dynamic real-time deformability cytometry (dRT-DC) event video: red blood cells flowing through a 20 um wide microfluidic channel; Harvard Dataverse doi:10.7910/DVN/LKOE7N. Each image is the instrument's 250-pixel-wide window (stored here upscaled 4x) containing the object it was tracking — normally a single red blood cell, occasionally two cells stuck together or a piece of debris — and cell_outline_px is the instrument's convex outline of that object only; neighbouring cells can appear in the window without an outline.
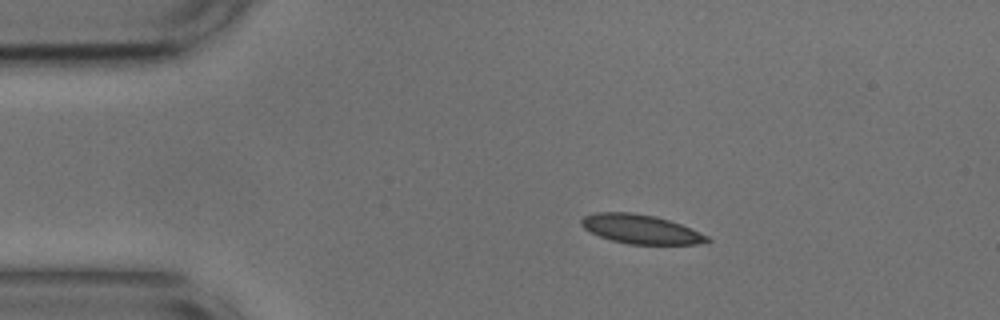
{"species": "common noctule bat (a hibernating species)", "species_latin": "Nyctalus noctula", "temperature_condition": "cold", "stored_images_in_passage": 45, "camera_frame_rate_fps": 3000, "um_per_image_px": 0.085, "animal": {"sex": "male", "body_mass_g": 17.9, "forearm_length_mm": 54.2}, "frame": {"image": 1, "passage_image": 1, "time_ms": 0.0, "image_size_px": [1000, 320], "cell_outline_px": [[712, 240], [696, 244], [628, 244], [612, 240], [600, 236], [584, 228], [580, 224], [580, 220], [584, 216], [596, 212], [632, 212], [656, 216], [680, 224], [708, 236]], "centroid_in_image_um": [54.44, 19.47], "position_along_channel_um": 30.6, "area_um2": 21.15}}
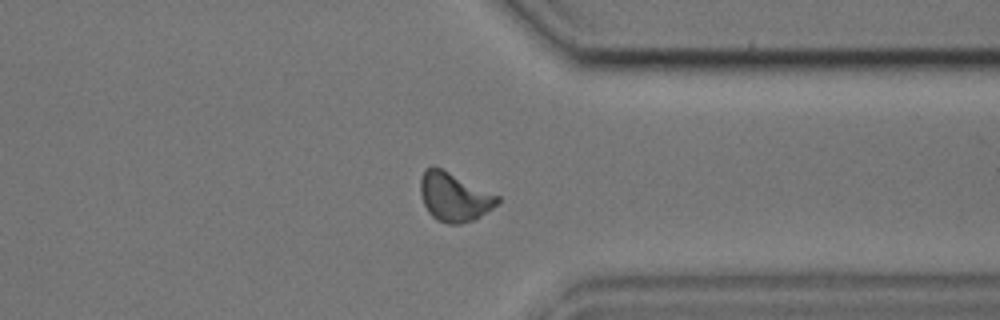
{"frame": {"image": 2, "passage_image": 33, "time_ms": 10.667, "image_size_px": [1000, 320], "cell_outline_px": [[500, 200], [492, 208], [480, 216], [472, 220], [460, 224], [448, 224], [436, 220], [428, 212], [420, 196], [420, 180], [424, 168], [432, 164], [500, 196]], "centroid_in_image_um": [38.56, 16.73], "position_along_channel_um": 372.8, "area_um2": 21.91}}
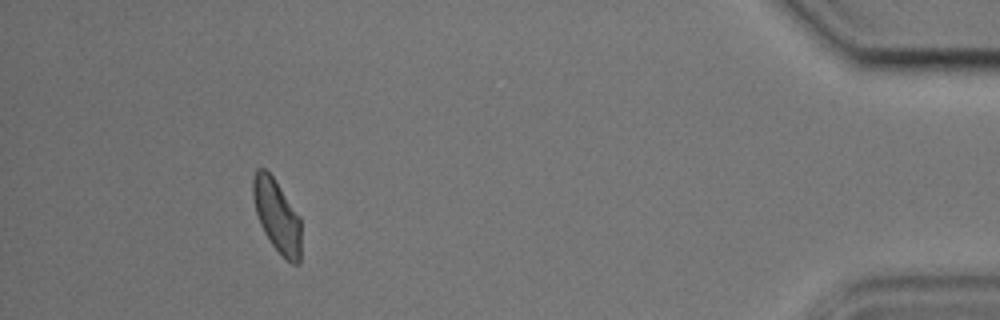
{"frame": {"image": 3, "passage_image": 41, "time_ms": 13.333, "image_size_px": [1000, 320], "cell_outline_px": [[300, 264], [292, 264], [272, 244], [264, 232], [260, 224], [256, 212], [252, 196], [252, 180], [256, 168], [264, 168], [272, 176], [300, 216]], "centroid_in_image_um": [23.53, 18.32], "position_along_channel_um": 411.7, "area_um2": 20.17}, "authors_computed_cell_mechanics": {"area_um2": 21.2704, "velocity_mm_per_s": 3.655, "shape_relaxation_time_tau1_ms": 4.7314, "shape_relaxation_time_tau2_ms": 4.7356, "deformation_change_tau1": 0.0979, "deformation_change_tau2": 0.0817}}